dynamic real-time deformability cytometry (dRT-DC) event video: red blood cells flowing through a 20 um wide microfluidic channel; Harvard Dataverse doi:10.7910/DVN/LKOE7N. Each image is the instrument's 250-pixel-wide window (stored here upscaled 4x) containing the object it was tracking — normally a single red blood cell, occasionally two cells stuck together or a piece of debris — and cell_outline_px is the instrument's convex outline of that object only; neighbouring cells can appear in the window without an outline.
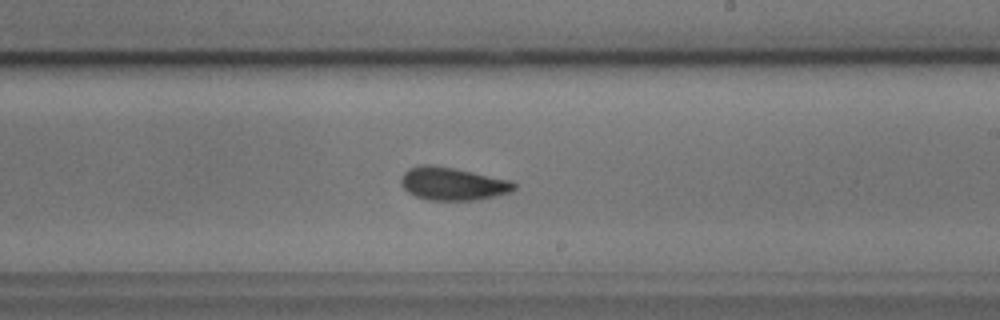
{"species": "common noctule bat (a hibernating species)", "species_latin": "Nyctalus noctula", "temperature_condition": "cold", "stored_images_in_passage": 39, "camera_frame_rate_fps": 3000, "um_per_image_px": 0.085, "animal": {"sex": "male", "body_mass_g": 17.9, "forearm_length_mm": 54.2}, "frame": {"image": 1, "passage_image": 25, "time_ms": 8.0, "image_size_px": [1000, 320], "cell_outline_px": [[516, 188], [508, 192], [496, 196], [476, 200], [428, 200], [416, 196], [408, 192], [400, 184], [400, 180], [404, 172], [408, 168], [424, 164], [428, 164], [452, 168], [512, 180], [516, 184]], "centroid_in_image_um": [38.46, 15.62], "position_along_channel_um": 250.5, "area_um2": 21.62}, "authors_computed_cell_mechanics": {"area_um2": 21.386, "velocity_mm_per_s": 3.5766, "shape_relaxation_time_tau1_ms": 4.3224, "shape_relaxation_time_tau2_ms": 3.6341, "deformation_change_tau1": 0.109, "deformation_change_tau2": 0.0824}}